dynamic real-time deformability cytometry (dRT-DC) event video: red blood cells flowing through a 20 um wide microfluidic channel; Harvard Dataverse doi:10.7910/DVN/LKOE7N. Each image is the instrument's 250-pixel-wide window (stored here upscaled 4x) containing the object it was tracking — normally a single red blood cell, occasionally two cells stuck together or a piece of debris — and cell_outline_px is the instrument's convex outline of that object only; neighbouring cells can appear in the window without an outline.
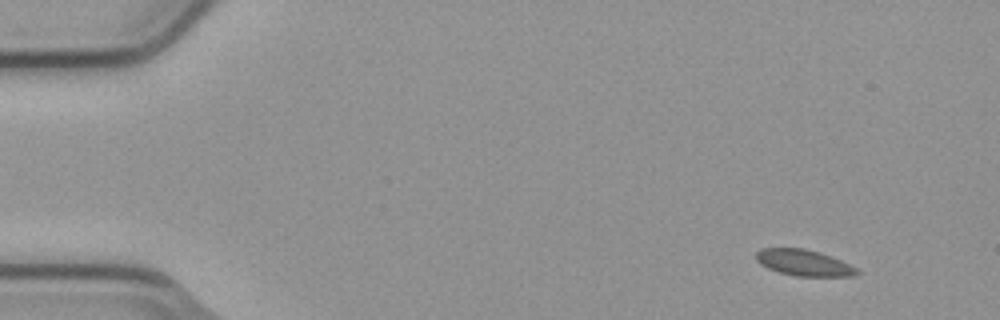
{"species": "common noctule bat (a hibernating species)", "species_latin": "Nyctalus noctula", "temperature_condition": "cold", "stored_images_in_passage": 6, "camera_frame_rate_fps": 3000, "um_per_image_px": 0.085, "animal": {"sex": "male", "body_mass_g": 23.1, "forearm_length_mm": 52.7}, "frame": {"image": 1, "passage_image": 2, "time_ms": 0.333, "image_size_px": [1000, 320], "cell_outline_px": [[860, 272], [856, 276], [796, 276], [780, 272], [768, 268], [760, 264], [756, 260], [756, 252], [760, 248], [804, 248], [820, 252], [832, 256], [856, 268]], "centroid_in_image_um": [68.32, 22.32], "position_along_channel_um": 16.7, "area_um2": 15.37}}